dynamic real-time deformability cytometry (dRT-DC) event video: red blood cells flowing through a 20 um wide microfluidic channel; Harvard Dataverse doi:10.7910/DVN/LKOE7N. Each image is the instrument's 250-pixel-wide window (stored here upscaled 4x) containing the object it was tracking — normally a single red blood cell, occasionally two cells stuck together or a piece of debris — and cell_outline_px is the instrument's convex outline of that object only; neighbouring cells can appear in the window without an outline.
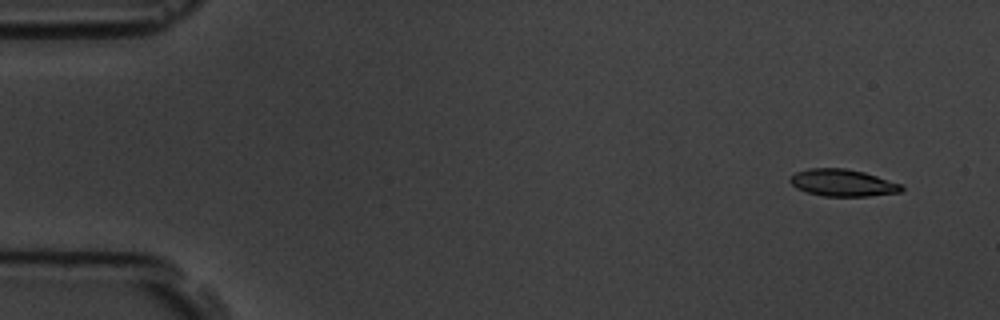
{"species": "common noctule bat (a hibernating species)", "species_latin": "Nyctalus noctula", "temperature_condition": "room temperature", "stored_images_in_passage": 4, "camera_frame_rate_fps": 3000, "um_per_image_px": 0.085, "animal": {"sex": "male", "body_mass_g": 19.5, "forearm_length_mm": 54.6}, "frame": {"image": 1, "passage_image": 1, "time_ms": 0.0, "image_size_px": [1000, 320], "cell_outline_px": [[904, 188], [900, 192], [868, 196], [824, 196], [808, 192], [796, 188], [788, 180], [796, 172], [808, 168], [844, 168], [864, 172], [900, 184]], "centroid_in_image_um": [71.6, 15.53], "position_along_channel_um": 13.4, "area_um2": 17.34}}